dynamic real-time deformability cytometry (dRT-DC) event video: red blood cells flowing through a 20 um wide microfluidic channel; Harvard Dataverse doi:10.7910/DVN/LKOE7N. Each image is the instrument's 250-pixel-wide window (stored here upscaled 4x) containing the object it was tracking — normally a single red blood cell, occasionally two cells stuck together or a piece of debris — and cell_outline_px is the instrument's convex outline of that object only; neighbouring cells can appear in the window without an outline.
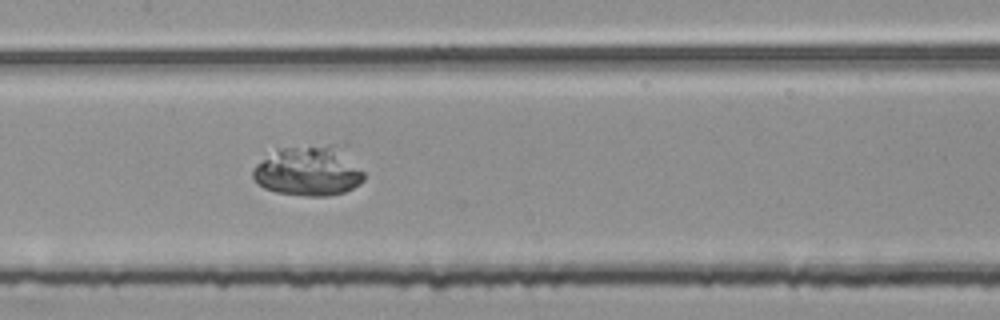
{"species": "common noctule bat (a hibernating species)", "species_latin": "Nyctalus noctula", "temperature_condition": "room temperature", "stored_images_in_passage": 52, "camera_frame_rate_fps": 3000, "um_per_image_px": 0.085, "animal": {"sex": "female", "body_mass_g": 25.1}, "frame": {"image": 1, "passage_image": 24, "time_ms": 7.667, "image_size_px": [1000, 320], "cell_outline_px": [[364, 180], [360, 184], [344, 192], [328, 196], [304, 196], [276, 192], [264, 188], [252, 176], [252, 168], [256, 164], [276, 152], [284, 148], [328, 144], [348, 144], [364, 172]], "centroid_in_image_um": [26.38, 14.5], "position_along_channel_um": 181.0, "area_um2": 33.12}}
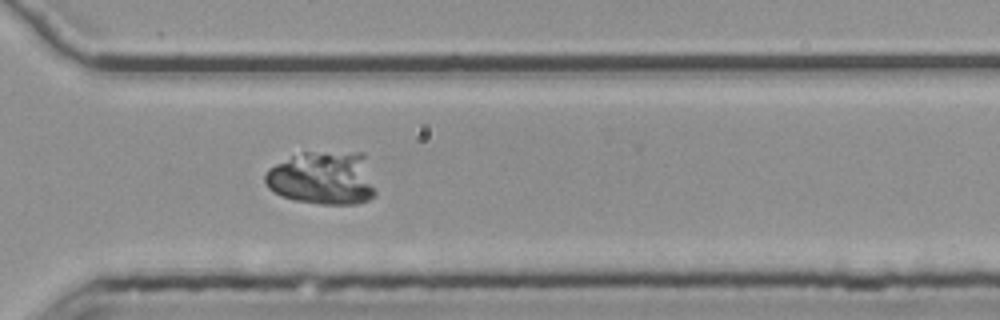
{"frame": {"image": 2, "passage_image": 37, "time_ms": 12.0, "image_size_px": [1000, 320], "cell_outline_px": [[376, 192], [368, 200], [356, 204], [320, 204], [296, 200], [280, 196], [272, 192], [268, 188], [264, 180], [264, 176], [268, 168], [292, 156], [304, 152], [364, 152]], "centroid_in_image_um": [27.43, 15.14], "position_along_channel_um": 343.2, "area_um2": 34.62}}